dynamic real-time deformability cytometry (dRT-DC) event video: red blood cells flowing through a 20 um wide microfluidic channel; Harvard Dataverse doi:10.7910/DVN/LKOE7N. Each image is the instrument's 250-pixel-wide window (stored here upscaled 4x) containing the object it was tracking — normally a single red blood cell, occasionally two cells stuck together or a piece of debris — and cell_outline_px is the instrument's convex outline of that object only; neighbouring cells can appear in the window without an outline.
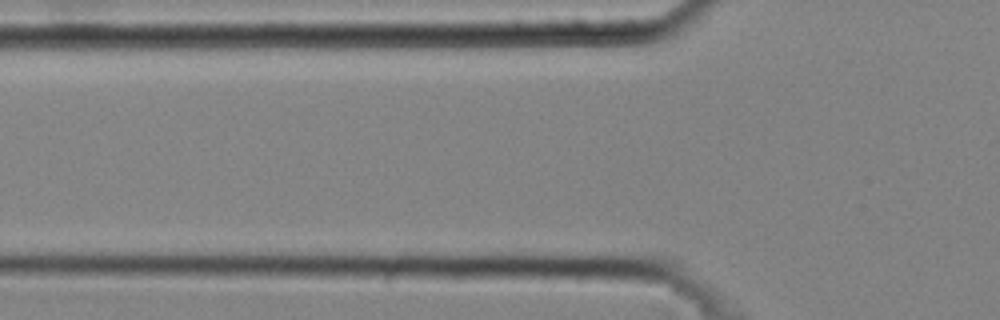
{"species": "common noctule bat (a hibernating species)", "species_latin": "Nyctalus noctula", "temperature_condition": "cold", "stored_images_in_passage": 4, "camera_frame_rate_fps": 3000, "um_per_image_px": 0.085, "animal": {"sex": "male", "body_mass_g": 20.4}, "frame": {"image": 1, "passage_image": 2, "time_ms": 0.333, "image_size_px": [1000, 320], "cell_outline_px": [[612, 220], [524, 220], [500, 216], [500, 212], [508, 208], [548, 204], [604, 208]], "centroid_in_image_um": [47.27, 18.1], "position_along_channel_um": 78.5, "area_um2": 10.29}}